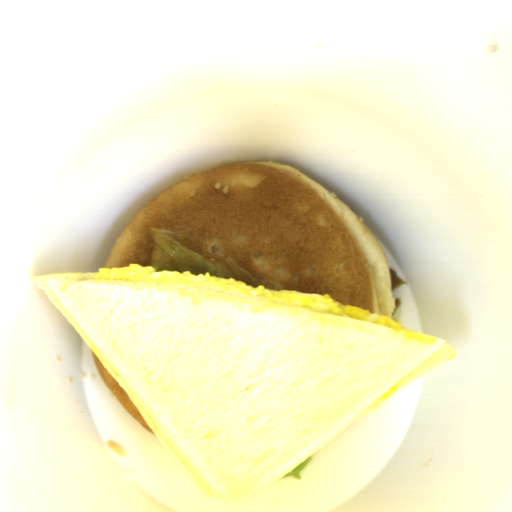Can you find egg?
I'll list each match as a JSON object with an SVG mask.
<instances>
[{"label":"egg","instance_id":"1","mask_svg":"<svg viewBox=\"0 0 512 512\" xmlns=\"http://www.w3.org/2000/svg\"><path fill=\"white\" fill-rule=\"evenodd\" d=\"M94 279L156 282L264 303L313 309L372 324L406 329L403 322L389 317H380L358 306L338 304L327 294H302L289 290L270 291L261 285L252 287L236 277H220L208 272L195 276L191 270L185 272L156 270L151 266L141 267L140 264L132 263L122 268H101Z\"/></svg>","mask_w":512,"mask_h":512}]
</instances>
